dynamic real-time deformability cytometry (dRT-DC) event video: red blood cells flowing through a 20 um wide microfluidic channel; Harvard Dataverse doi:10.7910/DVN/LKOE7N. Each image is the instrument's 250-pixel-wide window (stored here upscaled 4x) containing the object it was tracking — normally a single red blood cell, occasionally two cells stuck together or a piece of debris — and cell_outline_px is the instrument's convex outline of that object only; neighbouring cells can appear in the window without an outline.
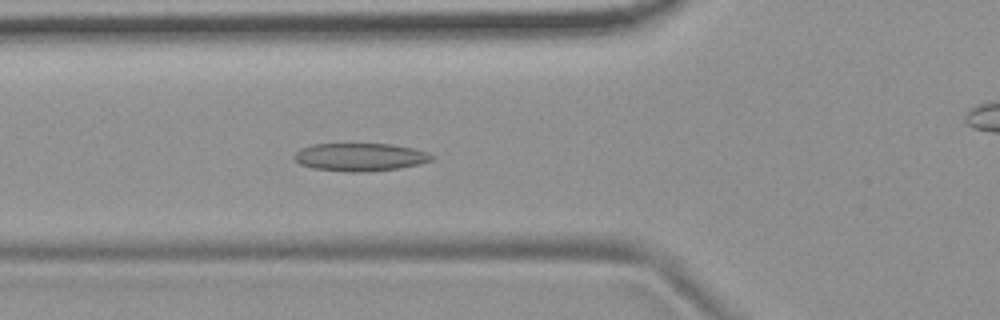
{"species": "common noctule bat (a hibernating species)", "species_latin": "Nyctalus noctula", "temperature_condition": "room temperature", "stored_images_in_passage": 56, "camera_frame_rate_fps": 3000, "um_per_image_px": 0.085, "animal": {"sex": "female", "body_mass_g": 19.9}, "frame": {"image": 1, "passage_image": 20, "time_ms": 6.333, "image_size_px": [1000, 320], "cell_outline_px": [[436, 156], [432, 160], [420, 164], [400, 168], [364, 172], [348, 172], [312, 168], [300, 164], [292, 156], [300, 148], [312, 144], [392, 144], [412, 148], [428, 152]], "centroid_in_image_um": [30.62, 13.35], "position_along_channel_um": 95.2, "area_um2": 22.54}}
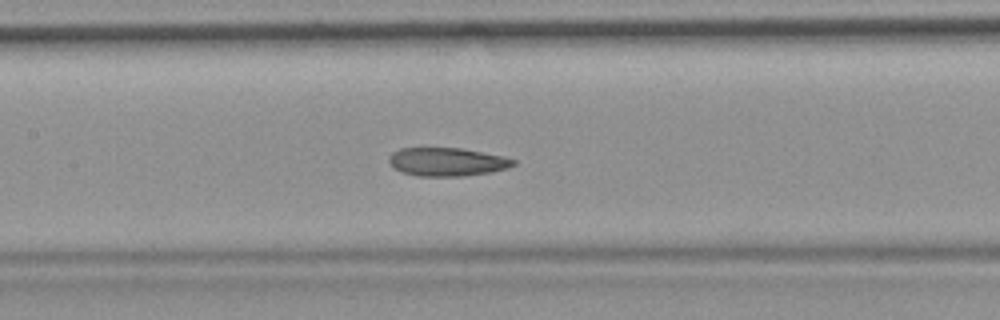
{"frame": {"image": 2, "passage_image": 26, "time_ms": 8.333, "image_size_px": [1000, 320], "cell_outline_px": [[516, 164], [508, 168], [492, 172], [464, 176], [416, 176], [400, 172], [388, 160], [388, 156], [392, 152], [400, 148], [460, 148], [504, 156], [516, 160]], "centroid_in_image_um": [38.01, 13.76], "position_along_channel_um": 169.4, "area_um2": 20.69}}
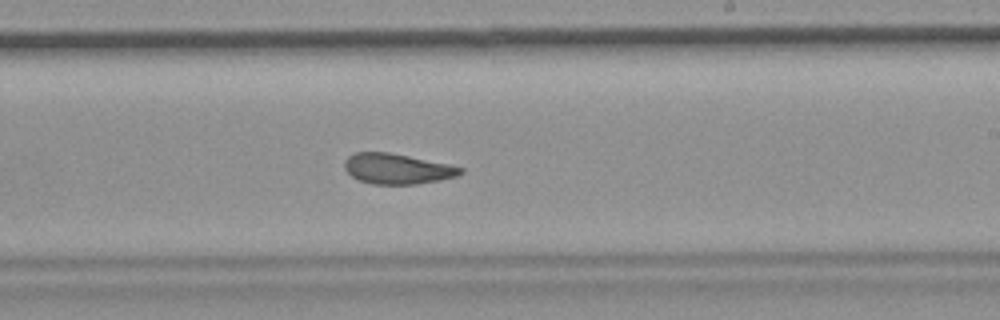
{"frame": {"image": 3, "passage_image": 33, "time_ms": 10.667, "image_size_px": [1000, 320], "cell_outline_px": [[464, 172], [456, 176], [440, 180], [416, 184], [372, 184], [360, 180], [352, 176], [344, 168], [344, 160], [348, 156], [356, 152], [388, 152], [448, 164], [464, 168]], "centroid_in_image_um": [33.75, 14.34], "position_along_channel_um": 255.2, "area_um2": 20.4}, "authors_computed_cell_mechanics": {"area_um2": 21.964, "velocity_mm_per_s": 3.6961, "shape_relaxation_time_tau1_ms": 11.2235, "shape_relaxation_time_tau2_ms": 1.8976, "deformation_change_tau1": 0.2065, "deformation_change_tau2": 0.0777}}